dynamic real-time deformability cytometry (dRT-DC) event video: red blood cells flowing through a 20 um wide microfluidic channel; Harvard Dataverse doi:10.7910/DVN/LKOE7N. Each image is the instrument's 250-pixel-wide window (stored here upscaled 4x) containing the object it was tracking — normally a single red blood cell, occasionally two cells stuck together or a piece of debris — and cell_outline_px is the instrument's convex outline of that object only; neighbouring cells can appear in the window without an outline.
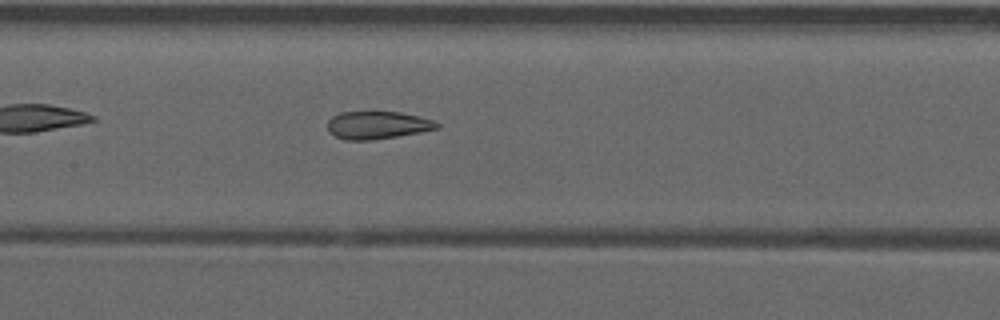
{"species": "common noctule bat (a hibernating species)", "species_latin": "Nyctalus noctula", "temperature_condition": "warm", "stored_images_in_passage": 37, "camera_frame_rate_fps": 3000, "um_per_image_px": 0.085, "animal": {"sex": "male", "forearm_length_mm": 52.5}, "frame": {"image": 1, "passage_image": 11, "time_ms": 3.333, "image_size_px": [1000, 320], "cell_outline_px": [[440, 128], [420, 132], [372, 140], [344, 140], [328, 132], [328, 120], [332, 116], [340, 112], [400, 112], [420, 116], [432, 120], [440, 124]], "centroid_in_image_um": [32.08, 10.63], "position_along_channel_um": 175.3, "area_um2": 17.69}, "authors_computed_cell_mechanics": {"area_um2": 18.5538, "velocity_mm_per_s": 3.971, "shape_relaxation_time_tau1_ms": null, "shape_relaxation_time_tau2_ms": 1.3032, "deformation_change_tau1": null, "deformation_change_tau2": 0.0878}}